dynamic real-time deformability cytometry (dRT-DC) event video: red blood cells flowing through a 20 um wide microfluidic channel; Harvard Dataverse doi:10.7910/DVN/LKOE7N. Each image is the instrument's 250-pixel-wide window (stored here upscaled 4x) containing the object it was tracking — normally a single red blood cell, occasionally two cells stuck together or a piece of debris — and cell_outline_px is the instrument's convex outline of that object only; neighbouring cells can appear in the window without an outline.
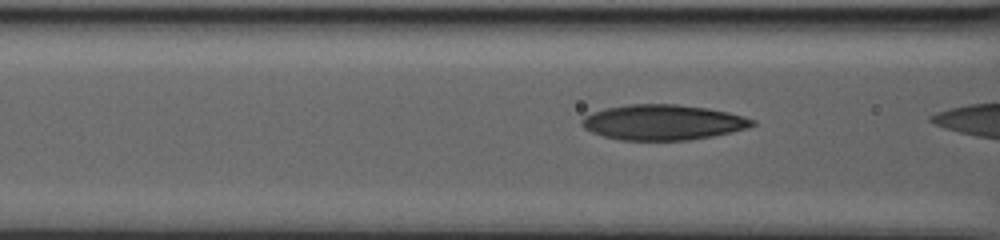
{"species": "human", "species_latin": "Homo sapiens", "temperature_condition": "warm", "stored_images_in_passage": 70, "camera_frame_rate_fps": 3000, "um_per_image_px": 0.085, "donor": {"sex": "male"}, "frame": {"image": 1, "passage_image": 34, "time_ms": 11.0, "image_size_px": [1000, 240], "cell_outline_px": [[756, 124], [744, 128], [712, 136], [688, 140], [620, 140], [604, 136], [592, 132], [584, 128], [580, 124], [580, 120], [584, 116], [592, 112], [604, 108], [628, 104], [676, 104], [708, 108], [728, 112], [744, 116], [756, 120]], "centroid_in_image_um": [56.3, 10.39], "position_along_channel_um": 110.3, "area_um2": 35.08}}
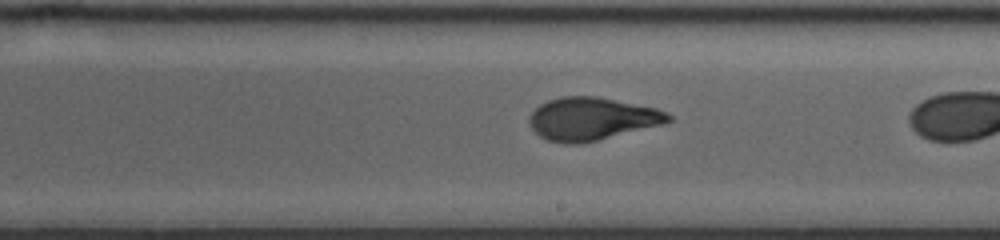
{"frame": {"image": 2, "passage_image": 51, "time_ms": 16.667, "image_size_px": [1000, 240], "cell_outline_px": [[672, 120], [664, 124], [580, 144], [564, 144], [548, 140], [540, 136], [528, 124], [528, 116], [540, 104], [548, 100], [560, 96], [596, 96], [656, 108], [668, 112], [672, 116]], "centroid_in_image_um": [50.29, 10.1], "position_along_channel_um": 238.7, "area_um2": 34.74}}
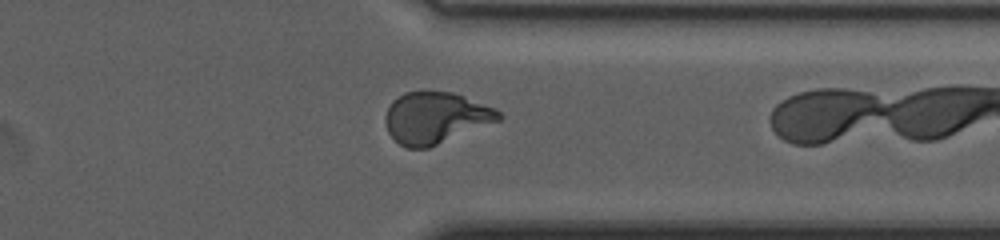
{"frame": {"image": 3, "passage_image": 69, "time_ms": 22.667, "image_size_px": [1000, 240], "cell_outline_px": [[504, 116], [500, 120], [428, 148], [404, 148], [388, 132], [384, 120], [384, 116], [392, 100], [404, 92], [452, 92], [464, 96], [496, 108]], "centroid_in_image_um": [37.02, 10.01], "position_along_channel_um": 374.4, "area_um2": 33.93}}